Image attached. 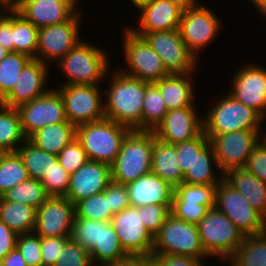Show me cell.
<instances>
[{
  "instance_id": "836d02e7",
  "label": "cell",
  "mask_w": 266,
  "mask_h": 266,
  "mask_svg": "<svg viewBox=\"0 0 266 266\" xmlns=\"http://www.w3.org/2000/svg\"><path fill=\"white\" fill-rule=\"evenodd\" d=\"M39 28L13 10V42L14 52L25 54L36 59Z\"/></svg>"
},
{
  "instance_id": "e7e4bbea",
  "label": "cell",
  "mask_w": 266,
  "mask_h": 266,
  "mask_svg": "<svg viewBox=\"0 0 266 266\" xmlns=\"http://www.w3.org/2000/svg\"><path fill=\"white\" fill-rule=\"evenodd\" d=\"M9 51L0 45V61L7 55Z\"/></svg>"
},
{
  "instance_id": "7dc6e473",
  "label": "cell",
  "mask_w": 266,
  "mask_h": 266,
  "mask_svg": "<svg viewBox=\"0 0 266 266\" xmlns=\"http://www.w3.org/2000/svg\"><path fill=\"white\" fill-rule=\"evenodd\" d=\"M33 234L32 232L18 235L16 248L28 266H42L41 237Z\"/></svg>"
},
{
  "instance_id": "e575fe53",
  "label": "cell",
  "mask_w": 266,
  "mask_h": 266,
  "mask_svg": "<svg viewBox=\"0 0 266 266\" xmlns=\"http://www.w3.org/2000/svg\"><path fill=\"white\" fill-rule=\"evenodd\" d=\"M213 159V160H212ZM211 161L218 167L214 149L209 143L200 153H196L195 163L184 175L183 182L188 184H219L224 178L217 180L212 172Z\"/></svg>"
},
{
  "instance_id": "4fadbf2b",
  "label": "cell",
  "mask_w": 266,
  "mask_h": 266,
  "mask_svg": "<svg viewBox=\"0 0 266 266\" xmlns=\"http://www.w3.org/2000/svg\"><path fill=\"white\" fill-rule=\"evenodd\" d=\"M21 128L28 138L32 133L47 125L66 122L63 99L60 92L49 89L45 94L18 108Z\"/></svg>"
},
{
  "instance_id": "52a82bcc",
  "label": "cell",
  "mask_w": 266,
  "mask_h": 266,
  "mask_svg": "<svg viewBox=\"0 0 266 266\" xmlns=\"http://www.w3.org/2000/svg\"><path fill=\"white\" fill-rule=\"evenodd\" d=\"M222 98L214 107L208 110L204 118V133L206 135H221L233 131L260 130L263 120L255 111L230 94Z\"/></svg>"
},
{
  "instance_id": "ab89813d",
  "label": "cell",
  "mask_w": 266,
  "mask_h": 266,
  "mask_svg": "<svg viewBox=\"0 0 266 266\" xmlns=\"http://www.w3.org/2000/svg\"><path fill=\"white\" fill-rule=\"evenodd\" d=\"M217 185L188 184L183 182L174 187V195L182 203H197L211 209L215 207Z\"/></svg>"
},
{
  "instance_id": "94428289",
  "label": "cell",
  "mask_w": 266,
  "mask_h": 266,
  "mask_svg": "<svg viewBox=\"0 0 266 266\" xmlns=\"http://www.w3.org/2000/svg\"><path fill=\"white\" fill-rule=\"evenodd\" d=\"M170 1L176 3L183 9H188L197 6L196 4L197 2L195 0H170Z\"/></svg>"
},
{
  "instance_id": "f5cc1de1",
  "label": "cell",
  "mask_w": 266,
  "mask_h": 266,
  "mask_svg": "<svg viewBox=\"0 0 266 266\" xmlns=\"http://www.w3.org/2000/svg\"><path fill=\"white\" fill-rule=\"evenodd\" d=\"M103 192L109 197L110 211L113 215L131 206L126 185L111 181Z\"/></svg>"
},
{
  "instance_id": "4316f807",
  "label": "cell",
  "mask_w": 266,
  "mask_h": 266,
  "mask_svg": "<svg viewBox=\"0 0 266 266\" xmlns=\"http://www.w3.org/2000/svg\"><path fill=\"white\" fill-rule=\"evenodd\" d=\"M176 145L154 140L151 172L158 175L173 187L183 183L184 175L180 169Z\"/></svg>"
},
{
  "instance_id": "d6986e66",
  "label": "cell",
  "mask_w": 266,
  "mask_h": 266,
  "mask_svg": "<svg viewBox=\"0 0 266 266\" xmlns=\"http://www.w3.org/2000/svg\"><path fill=\"white\" fill-rule=\"evenodd\" d=\"M196 113L194 107L169 110L153 131L156 138L175 145L199 136L204 131V123Z\"/></svg>"
},
{
  "instance_id": "6f0895ef",
  "label": "cell",
  "mask_w": 266,
  "mask_h": 266,
  "mask_svg": "<svg viewBox=\"0 0 266 266\" xmlns=\"http://www.w3.org/2000/svg\"><path fill=\"white\" fill-rule=\"evenodd\" d=\"M153 262L152 255L127 254L116 262L105 266H149Z\"/></svg>"
},
{
  "instance_id": "2e32d148",
  "label": "cell",
  "mask_w": 266,
  "mask_h": 266,
  "mask_svg": "<svg viewBox=\"0 0 266 266\" xmlns=\"http://www.w3.org/2000/svg\"><path fill=\"white\" fill-rule=\"evenodd\" d=\"M111 224L127 254L152 255L154 237L143 225L139 207L129 206L114 214Z\"/></svg>"
},
{
  "instance_id": "bcb514c9",
  "label": "cell",
  "mask_w": 266,
  "mask_h": 266,
  "mask_svg": "<svg viewBox=\"0 0 266 266\" xmlns=\"http://www.w3.org/2000/svg\"><path fill=\"white\" fill-rule=\"evenodd\" d=\"M54 266H93L89 251L69 238Z\"/></svg>"
},
{
  "instance_id": "7402d4cb",
  "label": "cell",
  "mask_w": 266,
  "mask_h": 266,
  "mask_svg": "<svg viewBox=\"0 0 266 266\" xmlns=\"http://www.w3.org/2000/svg\"><path fill=\"white\" fill-rule=\"evenodd\" d=\"M76 1L24 0L17 11L35 27L60 24L76 14Z\"/></svg>"
},
{
  "instance_id": "816d5d0a",
  "label": "cell",
  "mask_w": 266,
  "mask_h": 266,
  "mask_svg": "<svg viewBox=\"0 0 266 266\" xmlns=\"http://www.w3.org/2000/svg\"><path fill=\"white\" fill-rule=\"evenodd\" d=\"M70 237H41L42 266H54Z\"/></svg>"
},
{
  "instance_id": "f6af8a7d",
  "label": "cell",
  "mask_w": 266,
  "mask_h": 266,
  "mask_svg": "<svg viewBox=\"0 0 266 266\" xmlns=\"http://www.w3.org/2000/svg\"><path fill=\"white\" fill-rule=\"evenodd\" d=\"M171 206L172 204H148L139 207L143 225L153 237L159 232L171 213Z\"/></svg>"
},
{
  "instance_id": "003e7915",
  "label": "cell",
  "mask_w": 266,
  "mask_h": 266,
  "mask_svg": "<svg viewBox=\"0 0 266 266\" xmlns=\"http://www.w3.org/2000/svg\"><path fill=\"white\" fill-rule=\"evenodd\" d=\"M149 266H157V264L153 261Z\"/></svg>"
},
{
  "instance_id": "cb8c5ba5",
  "label": "cell",
  "mask_w": 266,
  "mask_h": 266,
  "mask_svg": "<svg viewBox=\"0 0 266 266\" xmlns=\"http://www.w3.org/2000/svg\"><path fill=\"white\" fill-rule=\"evenodd\" d=\"M130 205L141 207L148 204H172L174 187L150 172L126 185Z\"/></svg>"
},
{
  "instance_id": "8992f818",
  "label": "cell",
  "mask_w": 266,
  "mask_h": 266,
  "mask_svg": "<svg viewBox=\"0 0 266 266\" xmlns=\"http://www.w3.org/2000/svg\"><path fill=\"white\" fill-rule=\"evenodd\" d=\"M152 254H177L201 260L208 256L201 244L198 227L171 213L154 236Z\"/></svg>"
},
{
  "instance_id": "44dd1931",
  "label": "cell",
  "mask_w": 266,
  "mask_h": 266,
  "mask_svg": "<svg viewBox=\"0 0 266 266\" xmlns=\"http://www.w3.org/2000/svg\"><path fill=\"white\" fill-rule=\"evenodd\" d=\"M47 66L40 60L31 59L22 69L14 88L1 103L18 108L45 94L49 90L44 88L48 72Z\"/></svg>"
},
{
  "instance_id": "9a60e30c",
  "label": "cell",
  "mask_w": 266,
  "mask_h": 266,
  "mask_svg": "<svg viewBox=\"0 0 266 266\" xmlns=\"http://www.w3.org/2000/svg\"><path fill=\"white\" fill-rule=\"evenodd\" d=\"M79 16L77 12L66 22L39 28L37 60L45 64L48 59L59 61L81 41L78 39Z\"/></svg>"
},
{
  "instance_id": "5b68a950",
  "label": "cell",
  "mask_w": 266,
  "mask_h": 266,
  "mask_svg": "<svg viewBox=\"0 0 266 266\" xmlns=\"http://www.w3.org/2000/svg\"><path fill=\"white\" fill-rule=\"evenodd\" d=\"M197 227L205 253L221 256V260L230 258L245 238L235 224L215 207L208 210Z\"/></svg>"
},
{
  "instance_id": "6125c7cd",
  "label": "cell",
  "mask_w": 266,
  "mask_h": 266,
  "mask_svg": "<svg viewBox=\"0 0 266 266\" xmlns=\"http://www.w3.org/2000/svg\"><path fill=\"white\" fill-rule=\"evenodd\" d=\"M255 6L258 8V10H261V12L266 15V0H250Z\"/></svg>"
},
{
  "instance_id": "681fc988",
  "label": "cell",
  "mask_w": 266,
  "mask_h": 266,
  "mask_svg": "<svg viewBox=\"0 0 266 266\" xmlns=\"http://www.w3.org/2000/svg\"><path fill=\"white\" fill-rule=\"evenodd\" d=\"M205 205L197 203H182L175 195H173L171 214L190 224L197 225L208 212Z\"/></svg>"
},
{
  "instance_id": "ac0fdd59",
  "label": "cell",
  "mask_w": 266,
  "mask_h": 266,
  "mask_svg": "<svg viewBox=\"0 0 266 266\" xmlns=\"http://www.w3.org/2000/svg\"><path fill=\"white\" fill-rule=\"evenodd\" d=\"M230 95L255 111L262 119L266 116V69L245 65L233 79Z\"/></svg>"
},
{
  "instance_id": "74e56055",
  "label": "cell",
  "mask_w": 266,
  "mask_h": 266,
  "mask_svg": "<svg viewBox=\"0 0 266 266\" xmlns=\"http://www.w3.org/2000/svg\"><path fill=\"white\" fill-rule=\"evenodd\" d=\"M29 178L18 152H5L0 159V196Z\"/></svg>"
},
{
  "instance_id": "d6a6232c",
  "label": "cell",
  "mask_w": 266,
  "mask_h": 266,
  "mask_svg": "<svg viewBox=\"0 0 266 266\" xmlns=\"http://www.w3.org/2000/svg\"><path fill=\"white\" fill-rule=\"evenodd\" d=\"M24 144L17 149V152L23 160L29 177L41 181L58 163V158L56 155L38 149L28 140Z\"/></svg>"
},
{
  "instance_id": "f35d334b",
  "label": "cell",
  "mask_w": 266,
  "mask_h": 266,
  "mask_svg": "<svg viewBox=\"0 0 266 266\" xmlns=\"http://www.w3.org/2000/svg\"><path fill=\"white\" fill-rule=\"evenodd\" d=\"M18 52H8L0 61V102L11 92L24 66L31 60Z\"/></svg>"
},
{
  "instance_id": "6da1fadb",
  "label": "cell",
  "mask_w": 266,
  "mask_h": 266,
  "mask_svg": "<svg viewBox=\"0 0 266 266\" xmlns=\"http://www.w3.org/2000/svg\"><path fill=\"white\" fill-rule=\"evenodd\" d=\"M149 82L124 74L114 73L104 105L105 118L125 125L131 130L142 131V109Z\"/></svg>"
},
{
  "instance_id": "83f0119b",
  "label": "cell",
  "mask_w": 266,
  "mask_h": 266,
  "mask_svg": "<svg viewBox=\"0 0 266 266\" xmlns=\"http://www.w3.org/2000/svg\"><path fill=\"white\" fill-rule=\"evenodd\" d=\"M76 137V127L70 122L47 125L32 133L27 140L38 149L58 155Z\"/></svg>"
},
{
  "instance_id": "60d3db41",
  "label": "cell",
  "mask_w": 266,
  "mask_h": 266,
  "mask_svg": "<svg viewBox=\"0 0 266 266\" xmlns=\"http://www.w3.org/2000/svg\"><path fill=\"white\" fill-rule=\"evenodd\" d=\"M109 197L104 192L94 194L82 199L75 204V218L88 220L111 221Z\"/></svg>"
},
{
  "instance_id": "d4e9b609",
  "label": "cell",
  "mask_w": 266,
  "mask_h": 266,
  "mask_svg": "<svg viewBox=\"0 0 266 266\" xmlns=\"http://www.w3.org/2000/svg\"><path fill=\"white\" fill-rule=\"evenodd\" d=\"M222 175L228 184L239 191L249 204L266 218V182L244 168L231 169Z\"/></svg>"
},
{
  "instance_id": "8d00e7d4",
  "label": "cell",
  "mask_w": 266,
  "mask_h": 266,
  "mask_svg": "<svg viewBox=\"0 0 266 266\" xmlns=\"http://www.w3.org/2000/svg\"><path fill=\"white\" fill-rule=\"evenodd\" d=\"M168 112L159 88L150 83L146 87L142 109V131H154Z\"/></svg>"
},
{
  "instance_id": "c3c4849f",
  "label": "cell",
  "mask_w": 266,
  "mask_h": 266,
  "mask_svg": "<svg viewBox=\"0 0 266 266\" xmlns=\"http://www.w3.org/2000/svg\"><path fill=\"white\" fill-rule=\"evenodd\" d=\"M70 174L59 164L53 167L41 183L49 196H65L69 187Z\"/></svg>"
},
{
  "instance_id": "30bf717a",
  "label": "cell",
  "mask_w": 266,
  "mask_h": 266,
  "mask_svg": "<svg viewBox=\"0 0 266 266\" xmlns=\"http://www.w3.org/2000/svg\"><path fill=\"white\" fill-rule=\"evenodd\" d=\"M143 37L160 56L169 74H189L196 68V57L181 38L179 29L152 33H134Z\"/></svg>"
},
{
  "instance_id": "11a10c76",
  "label": "cell",
  "mask_w": 266,
  "mask_h": 266,
  "mask_svg": "<svg viewBox=\"0 0 266 266\" xmlns=\"http://www.w3.org/2000/svg\"><path fill=\"white\" fill-rule=\"evenodd\" d=\"M18 235L0 221V263L4 257L16 248Z\"/></svg>"
},
{
  "instance_id": "680465c9",
  "label": "cell",
  "mask_w": 266,
  "mask_h": 266,
  "mask_svg": "<svg viewBox=\"0 0 266 266\" xmlns=\"http://www.w3.org/2000/svg\"><path fill=\"white\" fill-rule=\"evenodd\" d=\"M0 266H28V265L23 259L20 251L17 248H15L4 257V259L0 263Z\"/></svg>"
},
{
  "instance_id": "7c38bea8",
  "label": "cell",
  "mask_w": 266,
  "mask_h": 266,
  "mask_svg": "<svg viewBox=\"0 0 266 266\" xmlns=\"http://www.w3.org/2000/svg\"><path fill=\"white\" fill-rule=\"evenodd\" d=\"M124 54L129 66V73L124 74L138 78L142 81L155 83L169 73L165 69L160 56L150 47L146 40L134 34L129 28L125 30Z\"/></svg>"
},
{
  "instance_id": "f546056e",
  "label": "cell",
  "mask_w": 266,
  "mask_h": 266,
  "mask_svg": "<svg viewBox=\"0 0 266 266\" xmlns=\"http://www.w3.org/2000/svg\"><path fill=\"white\" fill-rule=\"evenodd\" d=\"M92 264L101 263L105 266L116 262L127 253L123 250L119 238L114 230L111 221H101V236L99 244H95L89 251Z\"/></svg>"
},
{
  "instance_id": "db71d44e",
  "label": "cell",
  "mask_w": 266,
  "mask_h": 266,
  "mask_svg": "<svg viewBox=\"0 0 266 266\" xmlns=\"http://www.w3.org/2000/svg\"><path fill=\"white\" fill-rule=\"evenodd\" d=\"M157 266H204L202 260L177 254H152Z\"/></svg>"
},
{
  "instance_id": "ba28073f",
  "label": "cell",
  "mask_w": 266,
  "mask_h": 266,
  "mask_svg": "<svg viewBox=\"0 0 266 266\" xmlns=\"http://www.w3.org/2000/svg\"><path fill=\"white\" fill-rule=\"evenodd\" d=\"M215 208L223 212L244 236L266 231V218L224 179L217 185Z\"/></svg>"
},
{
  "instance_id": "7a4b0ae2",
  "label": "cell",
  "mask_w": 266,
  "mask_h": 266,
  "mask_svg": "<svg viewBox=\"0 0 266 266\" xmlns=\"http://www.w3.org/2000/svg\"><path fill=\"white\" fill-rule=\"evenodd\" d=\"M155 139L153 131L131 130L111 165L112 181L127 185L150 173Z\"/></svg>"
},
{
  "instance_id": "7bdbcfd3",
  "label": "cell",
  "mask_w": 266,
  "mask_h": 266,
  "mask_svg": "<svg viewBox=\"0 0 266 266\" xmlns=\"http://www.w3.org/2000/svg\"><path fill=\"white\" fill-rule=\"evenodd\" d=\"M210 143L204 131L197 137L175 144L180 169L185 175L194 166L196 153H200Z\"/></svg>"
},
{
  "instance_id": "d590c367",
  "label": "cell",
  "mask_w": 266,
  "mask_h": 266,
  "mask_svg": "<svg viewBox=\"0 0 266 266\" xmlns=\"http://www.w3.org/2000/svg\"><path fill=\"white\" fill-rule=\"evenodd\" d=\"M50 196L41 181L29 178L1 195V201L25 203L36 209Z\"/></svg>"
},
{
  "instance_id": "be15d7a7",
  "label": "cell",
  "mask_w": 266,
  "mask_h": 266,
  "mask_svg": "<svg viewBox=\"0 0 266 266\" xmlns=\"http://www.w3.org/2000/svg\"><path fill=\"white\" fill-rule=\"evenodd\" d=\"M131 1L136 6V8L139 10L144 5L149 4L152 0H131Z\"/></svg>"
},
{
  "instance_id": "f907efd6",
  "label": "cell",
  "mask_w": 266,
  "mask_h": 266,
  "mask_svg": "<svg viewBox=\"0 0 266 266\" xmlns=\"http://www.w3.org/2000/svg\"><path fill=\"white\" fill-rule=\"evenodd\" d=\"M244 169L266 182V142L263 139L251 152Z\"/></svg>"
},
{
  "instance_id": "603a6c76",
  "label": "cell",
  "mask_w": 266,
  "mask_h": 266,
  "mask_svg": "<svg viewBox=\"0 0 266 266\" xmlns=\"http://www.w3.org/2000/svg\"><path fill=\"white\" fill-rule=\"evenodd\" d=\"M183 8L170 0H152L139 9V30L133 33H152L179 29Z\"/></svg>"
},
{
  "instance_id": "f1b7e54d",
  "label": "cell",
  "mask_w": 266,
  "mask_h": 266,
  "mask_svg": "<svg viewBox=\"0 0 266 266\" xmlns=\"http://www.w3.org/2000/svg\"><path fill=\"white\" fill-rule=\"evenodd\" d=\"M36 210L25 203L0 201V221L17 235L32 233L36 222Z\"/></svg>"
},
{
  "instance_id": "b9f144b4",
  "label": "cell",
  "mask_w": 266,
  "mask_h": 266,
  "mask_svg": "<svg viewBox=\"0 0 266 266\" xmlns=\"http://www.w3.org/2000/svg\"><path fill=\"white\" fill-rule=\"evenodd\" d=\"M101 236V221L74 218L70 238L82 248L90 251L99 244Z\"/></svg>"
},
{
  "instance_id": "91938a15",
  "label": "cell",
  "mask_w": 266,
  "mask_h": 266,
  "mask_svg": "<svg viewBox=\"0 0 266 266\" xmlns=\"http://www.w3.org/2000/svg\"><path fill=\"white\" fill-rule=\"evenodd\" d=\"M24 0H0V4L5 7L7 11L17 10Z\"/></svg>"
},
{
  "instance_id": "89a4df30",
  "label": "cell",
  "mask_w": 266,
  "mask_h": 266,
  "mask_svg": "<svg viewBox=\"0 0 266 266\" xmlns=\"http://www.w3.org/2000/svg\"><path fill=\"white\" fill-rule=\"evenodd\" d=\"M3 18H4V16H1V14H0V22L2 21Z\"/></svg>"
},
{
  "instance_id": "277c9868",
  "label": "cell",
  "mask_w": 266,
  "mask_h": 266,
  "mask_svg": "<svg viewBox=\"0 0 266 266\" xmlns=\"http://www.w3.org/2000/svg\"><path fill=\"white\" fill-rule=\"evenodd\" d=\"M107 57L100 48L80 41L58 61L68 80L70 79L64 85H97L108 74Z\"/></svg>"
},
{
  "instance_id": "03108f58",
  "label": "cell",
  "mask_w": 266,
  "mask_h": 266,
  "mask_svg": "<svg viewBox=\"0 0 266 266\" xmlns=\"http://www.w3.org/2000/svg\"><path fill=\"white\" fill-rule=\"evenodd\" d=\"M4 153H5V152L0 148V159H1V157L3 156Z\"/></svg>"
},
{
  "instance_id": "1f68e13d",
  "label": "cell",
  "mask_w": 266,
  "mask_h": 266,
  "mask_svg": "<svg viewBox=\"0 0 266 266\" xmlns=\"http://www.w3.org/2000/svg\"><path fill=\"white\" fill-rule=\"evenodd\" d=\"M230 257L231 266H266V231L245 236L242 244Z\"/></svg>"
},
{
  "instance_id": "ffe728a7",
  "label": "cell",
  "mask_w": 266,
  "mask_h": 266,
  "mask_svg": "<svg viewBox=\"0 0 266 266\" xmlns=\"http://www.w3.org/2000/svg\"><path fill=\"white\" fill-rule=\"evenodd\" d=\"M111 181L110 165L89 160L70 175L65 197L75 205L82 199L103 192Z\"/></svg>"
},
{
  "instance_id": "e0dca14e",
  "label": "cell",
  "mask_w": 266,
  "mask_h": 266,
  "mask_svg": "<svg viewBox=\"0 0 266 266\" xmlns=\"http://www.w3.org/2000/svg\"><path fill=\"white\" fill-rule=\"evenodd\" d=\"M220 23L209 9L196 6L183 10L179 32L190 52L197 58V50L205 47L219 32Z\"/></svg>"
},
{
  "instance_id": "9f6ffc18",
  "label": "cell",
  "mask_w": 266,
  "mask_h": 266,
  "mask_svg": "<svg viewBox=\"0 0 266 266\" xmlns=\"http://www.w3.org/2000/svg\"><path fill=\"white\" fill-rule=\"evenodd\" d=\"M9 13L12 14L5 16L0 22V45L9 52H14L13 10H10Z\"/></svg>"
},
{
  "instance_id": "9c48e42d",
  "label": "cell",
  "mask_w": 266,
  "mask_h": 266,
  "mask_svg": "<svg viewBox=\"0 0 266 266\" xmlns=\"http://www.w3.org/2000/svg\"><path fill=\"white\" fill-rule=\"evenodd\" d=\"M259 132L241 130L221 135H206L213 146L218 168L223 174L231 169L245 167L251 152L259 144V140L263 139Z\"/></svg>"
},
{
  "instance_id": "a7ac6f4b",
  "label": "cell",
  "mask_w": 266,
  "mask_h": 266,
  "mask_svg": "<svg viewBox=\"0 0 266 266\" xmlns=\"http://www.w3.org/2000/svg\"><path fill=\"white\" fill-rule=\"evenodd\" d=\"M263 140L266 142V134L265 135H263Z\"/></svg>"
},
{
  "instance_id": "484cf974",
  "label": "cell",
  "mask_w": 266,
  "mask_h": 266,
  "mask_svg": "<svg viewBox=\"0 0 266 266\" xmlns=\"http://www.w3.org/2000/svg\"><path fill=\"white\" fill-rule=\"evenodd\" d=\"M189 75V76H188ZM189 78V79H188ZM189 74H169L154 84L159 88L167 110L194 107V90Z\"/></svg>"
},
{
  "instance_id": "5bb4252c",
  "label": "cell",
  "mask_w": 266,
  "mask_h": 266,
  "mask_svg": "<svg viewBox=\"0 0 266 266\" xmlns=\"http://www.w3.org/2000/svg\"><path fill=\"white\" fill-rule=\"evenodd\" d=\"M75 205L65 196H50L36 210L34 234L40 237H70Z\"/></svg>"
},
{
  "instance_id": "3957f363",
  "label": "cell",
  "mask_w": 266,
  "mask_h": 266,
  "mask_svg": "<svg viewBox=\"0 0 266 266\" xmlns=\"http://www.w3.org/2000/svg\"><path fill=\"white\" fill-rule=\"evenodd\" d=\"M131 129L104 118L76 127V138L90 161L112 165Z\"/></svg>"
},
{
  "instance_id": "8fae6325",
  "label": "cell",
  "mask_w": 266,
  "mask_h": 266,
  "mask_svg": "<svg viewBox=\"0 0 266 266\" xmlns=\"http://www.w3.org/2000/svg\"><path fill=\"white\" fill-rule=\"evenodd\" d=\"M57 90L63 99L66 119L75 127L105 118L98 85H62Z\"/></svg>"
},
{
  "instance_id": "4dcf8cb0",
  "label": "cell",
  "mask_w": 266,
  "mask_h": 266,
  "mask_svg": "<svg viewBox=\"0 0 266 266\" xmlns=\"http://www.w3.org/2000/svg\"><path fill=\"white\" fill-rule=\"evenodd\" d=\"M0 148L4 152H17V144L25 142L21 128V117L17 108L0 102Z\"/></svg>"
},
{
  "instance_id": "ee69618b",
  "label": "cell",
  "mask_w": 266,
  "mask_h": 266,
  "mask_svg": "<svg viewBox=\"0 0 266 266\" xmlns=\"http://www.w3.org/2000/svg\"><path fill=\"white\" fill-rule=\"evenodd\" d=\"M57 158L59 164L70 175L89 161L87 153L76 137L60 151Z\"/></svg>"
}]
</instances>
